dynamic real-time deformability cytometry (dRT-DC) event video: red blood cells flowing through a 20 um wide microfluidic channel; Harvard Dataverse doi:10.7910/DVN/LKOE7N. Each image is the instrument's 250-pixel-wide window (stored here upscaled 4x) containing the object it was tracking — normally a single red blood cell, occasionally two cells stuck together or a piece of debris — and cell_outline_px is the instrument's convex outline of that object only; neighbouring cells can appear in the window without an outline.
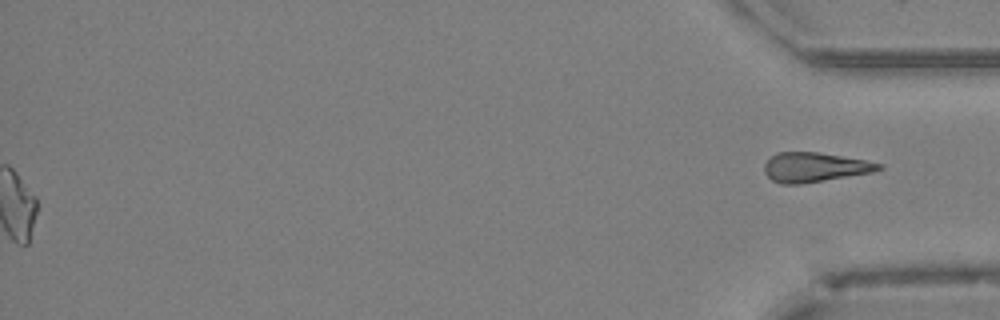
{"species": "Egyptian fruit bat (a non-hibernating species)", "species_latin": "Rousettus aegyptiacus", "temperature_condition": "cold", "stored_images_in_passage": 46, "segment_of_instrument_passage": [2, 2], "camera_frame_rate_fps": 3000, "um_per_image_px": 0.085, "animal": {"sex": "female"}, "frame": {"image": 1, "passage_image": 46, "time_ms": 15.0, "image_size_px": [1000, 320], "cell_outline_px": [[884, 168], [872, 172], [800, 184], [780, 184], [772, 180], [764, 172], [764, 164], [776, 152], [816, 152], [864, 160], [884, 164]], "centroid_in_image_um": [69.23, 14.22], "position_along_channel_um": 366.0, "area_um2": 19.48}}